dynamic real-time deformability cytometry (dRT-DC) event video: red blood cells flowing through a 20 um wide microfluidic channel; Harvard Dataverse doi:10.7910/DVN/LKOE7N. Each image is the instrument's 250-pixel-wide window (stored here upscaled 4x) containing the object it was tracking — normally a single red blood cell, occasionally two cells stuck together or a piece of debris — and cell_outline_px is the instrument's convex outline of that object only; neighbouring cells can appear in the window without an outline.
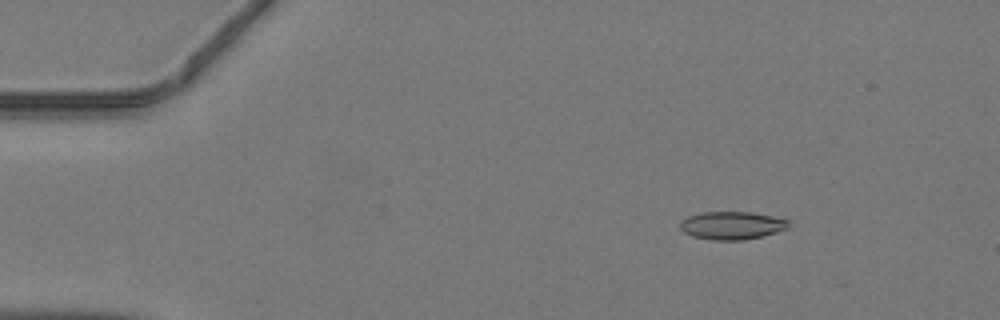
{"species": "common noctule bat (a hibernating species)", "species_latin": "Nyctalus noctula", "temperature_condition": "warm", "stored_images_in_passage": 20, "camera_frame_rate_fps": 3000, "um_per_image_px": 0.085, "animal": {"sex": "male", "body_mass_g": 19.2, "forearm_length_mm": 51.8}, "frame": {"image": 1, "passage_image": 6, "time_ms": 1.667, "image_size_px": [1000, 320], "cell_outline_px": [[788, 228], [776, 232], [744, 240], [712, 240], [692, 236], [684, 232], [680, 228], [680, 220], [688, 216], [700, 212], [748, 212], [772, 216], [788, 220]], "centroid_in_image_um": [62.16, 19.16], "position_along_channel_um": 22.8, "area_um2": 17.57}}
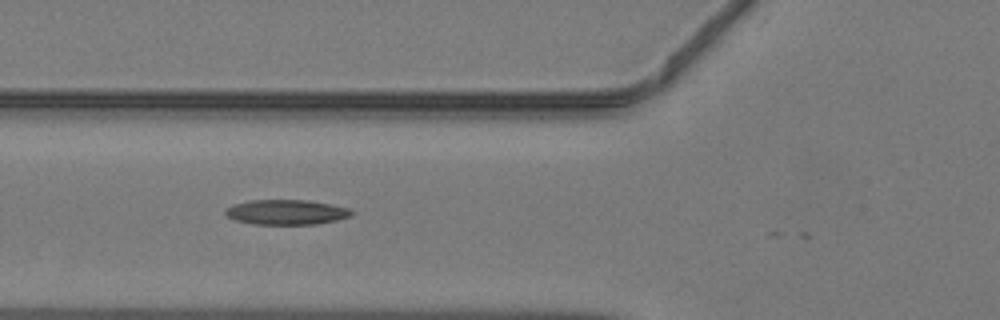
{"frame": {"image": 2, "passage_image": 17, "time_ms": 5.333, "image_size_px": [1000, 320], "cell_outline_px": [[352, 216], [336, 220], [316, 224], [252, 224], [236, 220], [228, 216], [224, 212], [232, 204], [248, 200], [308, 200], [332, 204], [348, 208], [352, 212]], "centroid_in_image_um": [24.34, 18.03], "position_along_channel_um": 101.5, "area_um2": 18.32}}
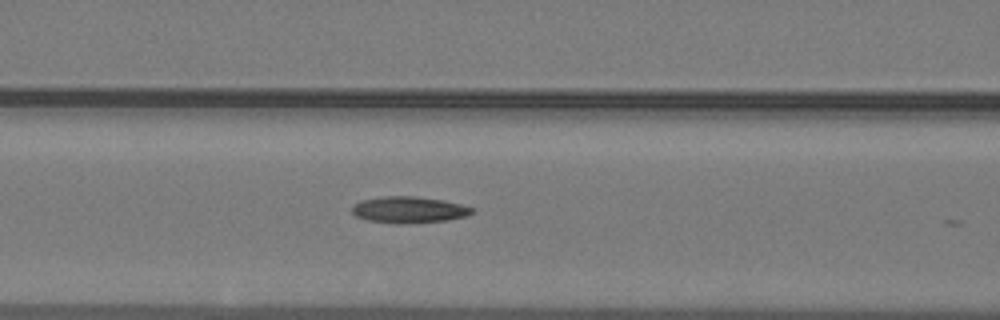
{"frame": {"image": 3, "passage_image": 19, "time_ms": 6.0, "image_size_px": [1000, 320], "cell_outline_px": [[476, 212], [468, 216], [448, 220], [404, 224], [396, 224], [368, 220], [356, 216], [352, 212], [352, 204], [364, 200], [384, 196], [412, 196], [444, 200], [476, 208]], "centroid_in_image_um": [34.81, 17.84], "position_along_channel_um": 131.8, "area_um2": 18.67}}